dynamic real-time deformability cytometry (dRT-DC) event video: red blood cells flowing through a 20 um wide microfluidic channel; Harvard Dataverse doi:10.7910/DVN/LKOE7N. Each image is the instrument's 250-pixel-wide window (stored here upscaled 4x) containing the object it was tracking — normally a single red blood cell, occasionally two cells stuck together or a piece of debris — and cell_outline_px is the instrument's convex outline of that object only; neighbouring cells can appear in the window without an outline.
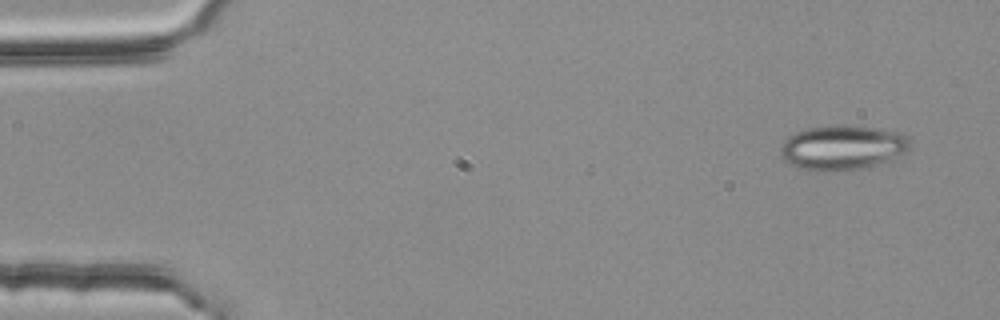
{"species": "common noctule bat (a hibernating species)", "species_latin": "Nyctalus noctula", "temperature_condition": "room temperature", "stored_images_in_passage": 4, "camera_frame_rate_fps": 3000, "um_per_image_px": 0.085, "animal": {"sex": "female", "body_mass_g": 25.1}, "frame": {"image": 1, "passage_image": 1, "time_ms": 0.0, "image_size_px": [1000, 320], "cell_outline_px": [[908, 148], [896, 160], [856, 168], [824, 172], [796, 168], [788, 164], [780, 156], [780, 148], [784, 140], [788, 136], [796, 132], [808, 128], [876, 128], [904, 132], [908, 136]], "centroid_in_image_um": [71.59, 12.59], "position_along_channel_um": 13.4, "area_um2": 33.06}}